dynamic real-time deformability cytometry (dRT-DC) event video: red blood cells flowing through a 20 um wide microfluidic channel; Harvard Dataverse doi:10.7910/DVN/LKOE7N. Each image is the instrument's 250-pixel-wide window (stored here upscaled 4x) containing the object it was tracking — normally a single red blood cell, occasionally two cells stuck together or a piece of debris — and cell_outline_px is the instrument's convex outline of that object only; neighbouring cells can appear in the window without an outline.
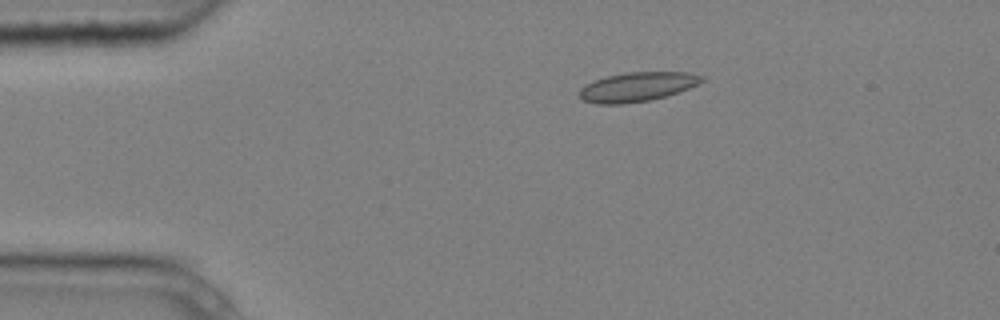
{"species": "common noctule bat (a hibernating species)", "species_latin": "Nyctalus noctula", "temperature_condition": "cold", "stored_images_in_passage": 9, "camera_frame_rate_fps": 3000, "um_per_image_px": 0.085, "animal": {"sex": "male", "body_mass_g": 20.4}, "frame": {"image": 1, "passage_image": 2, "time_ms": 0.333, "image_size_px": [1000, 320], "cell_outline_px": [[704, 80], [688, 88], [664, 96], [648, 100], [624, 104], [596, 104], [584, 100], [580, 96], [580, 88], [596, 80], [608, 76], [628, 72], [688, 72], [704, 76]], "centroid_in_image_um": [54.17, 7.38], "position_along_channel_um": 30.8, "area_um2": 20.46}}
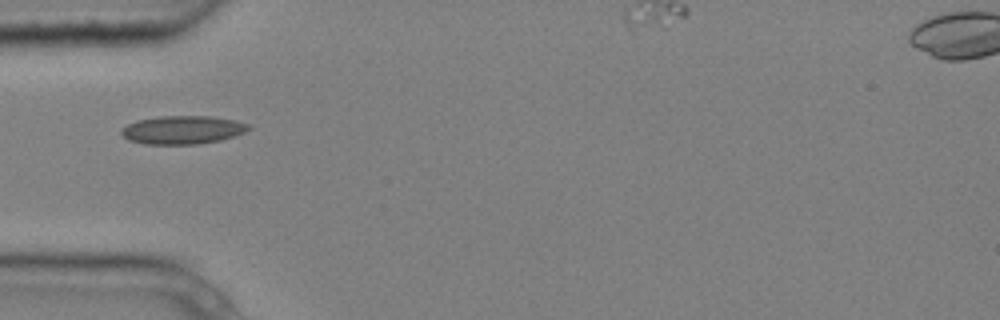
{"frame": {"image": 2, "passage_image": 4, "time_ms": 1.0, "image_size_px": [1000, 320], "cell_outline_px": [[252, 128], [244, 132], [220, 140], [200, 144], [144, 144], [128, 140], [120, 132], [128, 124], [136, 120], [160, 116], [208, 116], [236, 120], [248, 124]], "centroid_in_image_um": [15.52, 11.04], "position_along_channel_um": 69.5, "area_um2": 20.92}}
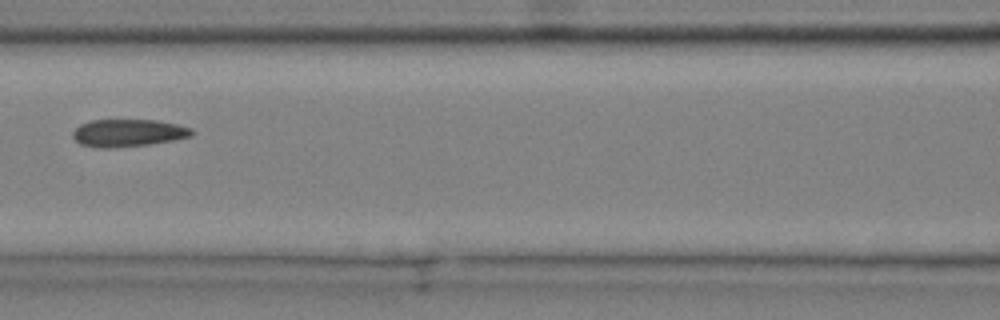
{"frame": {"image": 3, "passage_image": 6, "time_ms": 1.667, "image_size_px": [1000, 320], "cell_outline_px": [[196, 132], [192, 136], [172, 140], [148, 144], [112, 148], [96, 148], [80, 144], [72, 136], [72, 132], [80, 124], [92, 120], [156, 120], [176, 124], [192, 128]], "centroid_in_image_um": [10.89, 11.3], "position_along_channel_um": 155.7, "area_um2": 19.07}}